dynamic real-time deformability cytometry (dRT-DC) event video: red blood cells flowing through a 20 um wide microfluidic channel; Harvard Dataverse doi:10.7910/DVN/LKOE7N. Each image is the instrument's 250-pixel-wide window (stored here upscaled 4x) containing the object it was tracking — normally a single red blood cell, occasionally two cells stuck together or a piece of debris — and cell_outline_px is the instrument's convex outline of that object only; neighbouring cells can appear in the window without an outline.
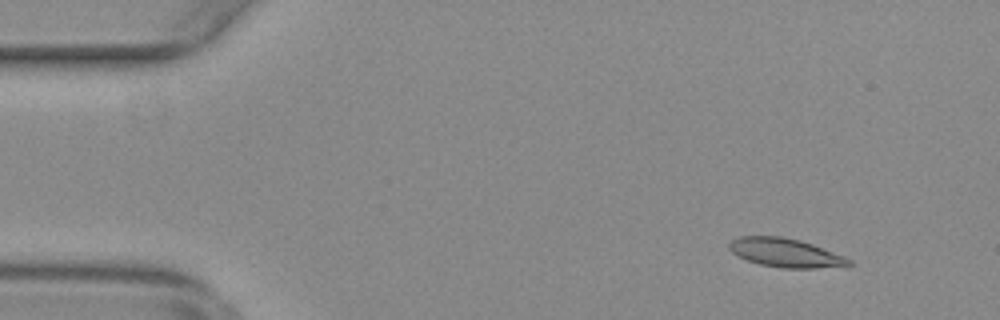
{"species": "common noctule bat (a hibernating species)", "species_latin": "Nyctalus noctula", "temperature_condition": "warm", "stored_images_in_passage": 15, "camera_frame_rate_fps": 3000, "um_per_image_px": 0.085, "animal": {"sex": "female", "body_mass_g": 29.2, "forearm_length_mm": 56.3}, "frame": {"image": 1, "passage_image": 5, "time_ms": 1.333, "image_size_px": [1000, 320], "cell_outline_px": [[852, 264], [848, 268], [780, 268], [760, 264], [748, 260], [732, 252], [728, 248], [728, 244], [732, 240], [740, 236], [780, 236], [800, 240], [812, 244], [844, 256], [852, 260]], "centroid_in_image_um": [66.84, 21.5], "position_along_channel_um": 18.2, "area_um2": 20.29}}